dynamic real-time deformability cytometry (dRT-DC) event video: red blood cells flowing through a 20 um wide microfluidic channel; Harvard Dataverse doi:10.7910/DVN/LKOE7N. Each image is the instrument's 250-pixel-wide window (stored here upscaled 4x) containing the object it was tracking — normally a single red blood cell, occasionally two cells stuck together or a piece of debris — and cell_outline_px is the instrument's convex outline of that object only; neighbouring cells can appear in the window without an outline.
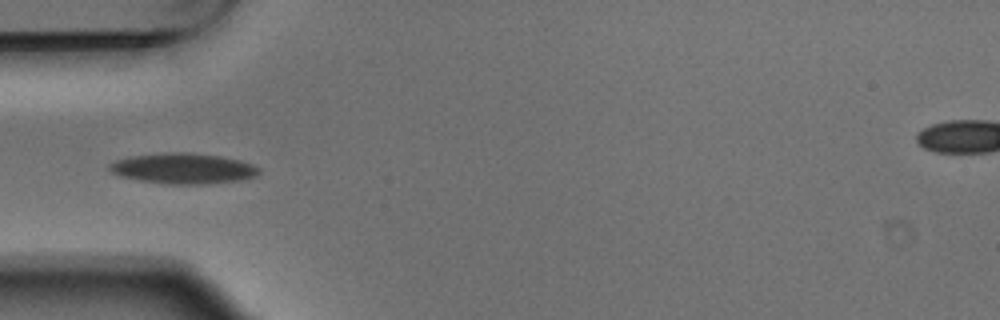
{"species": "Egyptian fruit bat (a non-hibernating species)", "species_latin": "Rousettus aegyptiacus", "temperature_condition": "warm", "stored_images_in_passage": 5, "camera_frame_rate_fps": 3000, "um_per_image_px": 0.085, "animal": {"sex": "male"}, "frame": {"image": 1, "passage_image": 3, "time_ms": 0.667, "image_size_px": [1000, 320], "cell_outline_px": [[260, 172], [256, 176], [240, 180], [204, 184], [164, 184], [116, 176], [108, 172], [108, 164], [116, 160], [132, 156], [164, 152], [192, 152], [220, 156], [240, 160], [252, 164], [260, 168]], "centroid_in_image_um": [15.53, 14.32], "position_along_channel_um": 69.5, "area_um2": 26.99}}
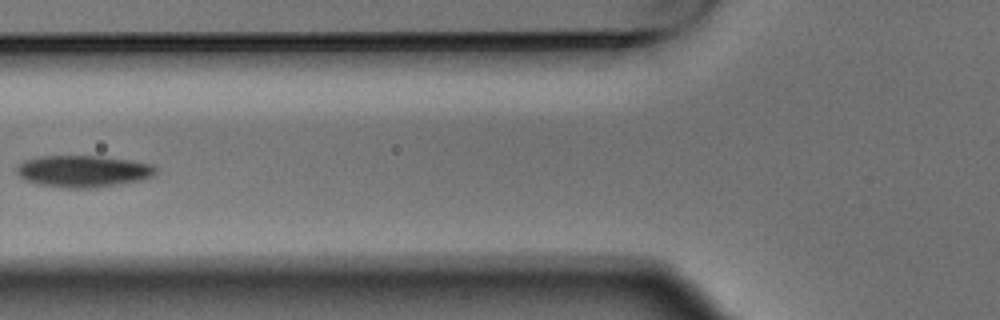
{"frame": {"image": 2, "passage_image": 4, "time_ms": 1.0, "image_size_px": [1000, 320], "cell_outline_px": [[160, 168], [152, 176], [144, 180], [96, 188], [64, 188], [36, 184], [24, 180], [16, 172], [16, 168], [24, 160], [36, 156], [100, 156], [132, 160], [152, 164]], "centroid_in_image_um": [7.1, 14.56], "position_along_channel_um": 118.7, "area_um2": 26.24}}
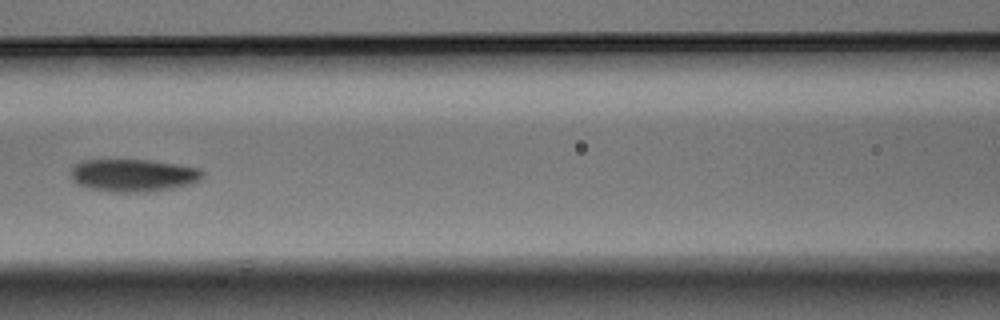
{"frame": {"image": 3, "passage_image": 5, "time_ms": 1.333, "image_size_px": [1000, 320], "cell_outline_px": [[204, 176], [200, 180], [192, 184], [172, 188], [144, 192], [112, 192], [88, 188], [76, 184], [68, 176], [72, 168], [80, 160], [148, 160], [180, 164], [200, 168], [204, 172]], "centroid_in_image_um": [11.32, 14.9], "position_along_channel_um": 155.3, "area_um2": 25.43}}